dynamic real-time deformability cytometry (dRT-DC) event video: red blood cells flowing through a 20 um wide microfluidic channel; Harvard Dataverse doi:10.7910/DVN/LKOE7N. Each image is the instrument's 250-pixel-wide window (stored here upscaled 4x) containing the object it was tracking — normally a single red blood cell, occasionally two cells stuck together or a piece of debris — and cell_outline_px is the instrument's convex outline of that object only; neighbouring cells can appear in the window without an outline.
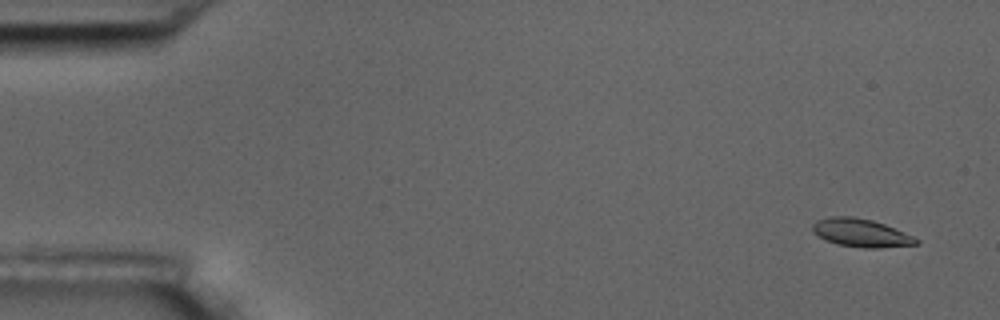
{"species": "common noctule bat (a hibernating species)", "species_latin": "Nyctalus noctula", "temperature_condition": "room temperature", "stored_images_in_passage": 2, "camera_frame_rate_fps": 3000, "um_per_image_px": 0.085, "animal": {"sex": "male", "body_mass_g": 17.5, "forearm_length_mm": 52.3}, "frame": {"image": 1, "passage_image": 1, "time_ms": 0.0, "image_size_px": [1000, 320], "cell_outline_px": [[920, 244], [880, 248], [864, 248], [836, 244], [816, 236], [812, 232], [812, 224], [816, 220], [832, 216], [852, 216], [872, 220], [884, 224], [912, 236], [920, 240]], "centroid_in_image_um": [73.15, 19.8], "position_along_channel_um": 11.9, "area_um2": 17.11}}